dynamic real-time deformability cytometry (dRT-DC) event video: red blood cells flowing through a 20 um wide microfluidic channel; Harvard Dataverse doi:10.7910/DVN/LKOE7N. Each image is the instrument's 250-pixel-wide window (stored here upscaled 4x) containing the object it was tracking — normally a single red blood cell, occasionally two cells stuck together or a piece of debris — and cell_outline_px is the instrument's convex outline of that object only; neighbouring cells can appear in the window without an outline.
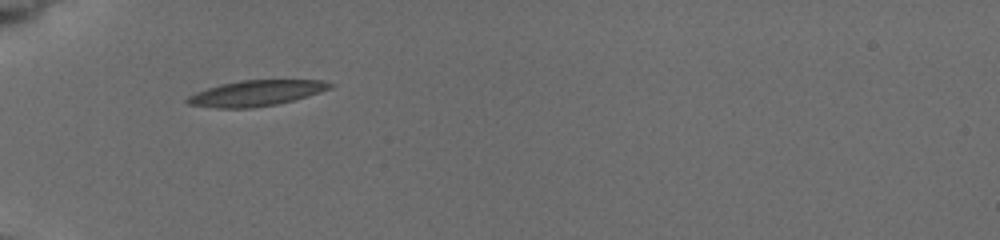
{"species": "common noctule bat (a hibernating species)", "species_latin": "Nyctalus noctula", "temperature_condition": "cold", "stored_images_in_passage": 23, "camera_frame_rate_fps": 3000, "um_per_image_px": 0.085, "animal": {"sex": "female", "body_mass_g": 19.5, "forearm_length_mm": 54.1}, "frame": {"image": 1, "passage_image": 1, "time_ms": 0.0, "image_size_px": [1000, 240], "cell_outline_px": [[332, 88], [292, 100], [276, 104], [248, 108], [220, 108], [188, 104], [184, 100], [188, 96], [196, 92], [220, 84], [240, 80], [320, 80], [332, 84]], "centroid_in_image_um": [21.72, 7.91], "position_along_channel_um": 63.3, "area_um2": 20.98}}
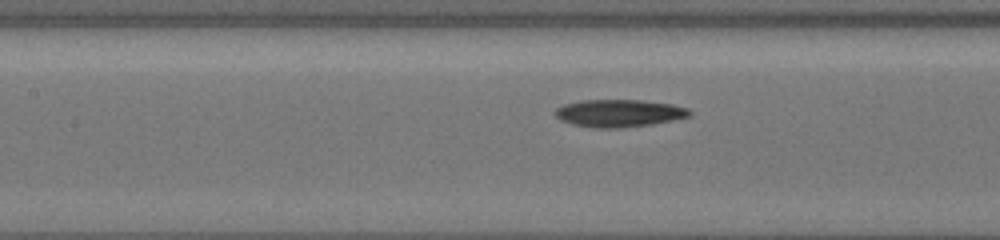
{"frame": {"image": 2, "passage_image": 16, "time_ms": 2.667, "image_size_px": [1000, 240], "cell_outline_px": [[692, 116], [652, 124], [616, 128], [596, 128], [572, 124], [560, 120], [552, 112], [556, 108], [564, 104], [580, 100], [640, 100], [672, 104], [688, 108], [692, 112]], "centroid_in_image_um": [52.6, 9.61], "position_along_channel_um": 154.8, "area_um2": 21.62}}
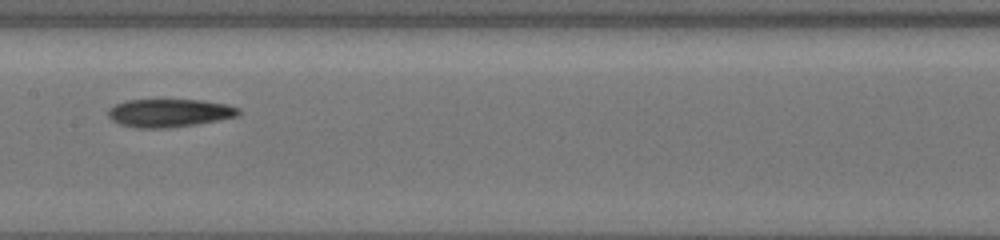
{"frame": {"image": 3, "passage_image": 22, "time_ms": 3.667, "image_size_px": [1000, 240], "cell_outline_px": [[240, 112], [236, 116], [216, 120], [192, 124], [164, 128], [136, 128], [120, 124], [112, 120], [108, 116], [108, 108], [124, 100], [204, 100], [228, 104], [240, 108]], "centroid_in_image_um": [14.36, 9.59], "position_along_channel_um": 193.0, "area_um2": 21.21}}